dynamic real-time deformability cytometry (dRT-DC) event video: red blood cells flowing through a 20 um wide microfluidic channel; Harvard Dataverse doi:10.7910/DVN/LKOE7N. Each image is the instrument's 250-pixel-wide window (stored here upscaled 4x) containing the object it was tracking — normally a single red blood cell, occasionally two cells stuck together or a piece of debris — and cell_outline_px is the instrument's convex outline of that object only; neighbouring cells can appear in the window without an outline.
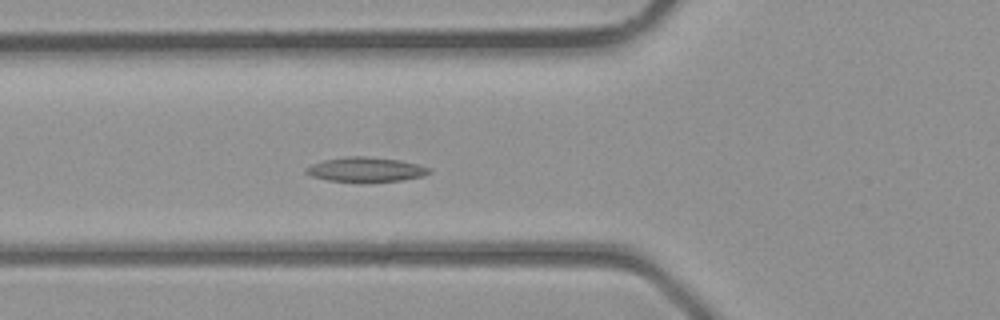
{"species": "common noctule bat (a hibernating species)", "species_latin": "Nyctalus noctula", "temperature_condition": "room temperature", "stored_images_in_passage": 41, "camera_frame_rate_fps": 3000, "um_per_image_px": 0.085, "animal": {"sex": "male", "body_mass_g": 23.1, "forearm_length_mm": 52.7}, "frame": {"image": 1, "passage_image": 15, "time_ms": 4.667, "image_size_px": [1000, 320], "cell_outline_px": [[432, 172], [424, 176], [404, 180], [328, 180], [312, 176], [304, 172], [304, 168], [312, 164], [324, 160], [348, 156], [364, 156], [400, 160], [432, 168]], "centroid_in_image_um": [31.12, 14.38], "position_along_channel_um": 94.7, "area_um2": 17.17}}
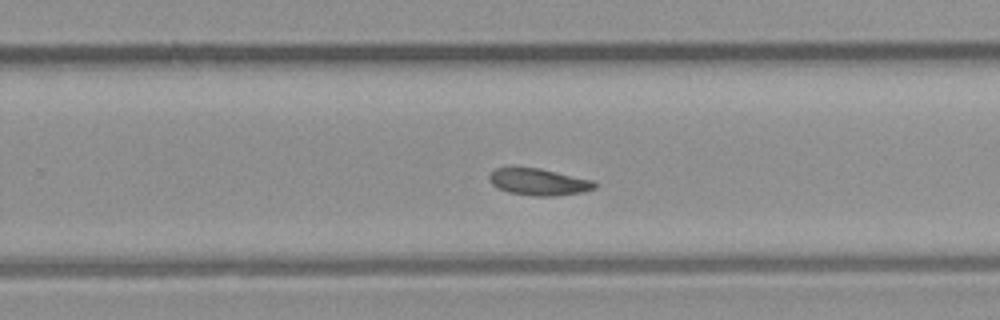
{"frame": {"image": 2, "passage_image": 26, "time_ms": 8.333, "image_size_px": [1000, 320], "cell_outline_px": [[596, 188], [584, 192], [556, 196], [532, 196], [508, 192], [492, 184], [488, 180], [488, 176], [496, 168], [540, 168], [592, 180], [596, 184]], "centroid_in_image_um": [45.8, 15.48], "position_along_channel_um": 284.0, "area_um2": 16.36}}
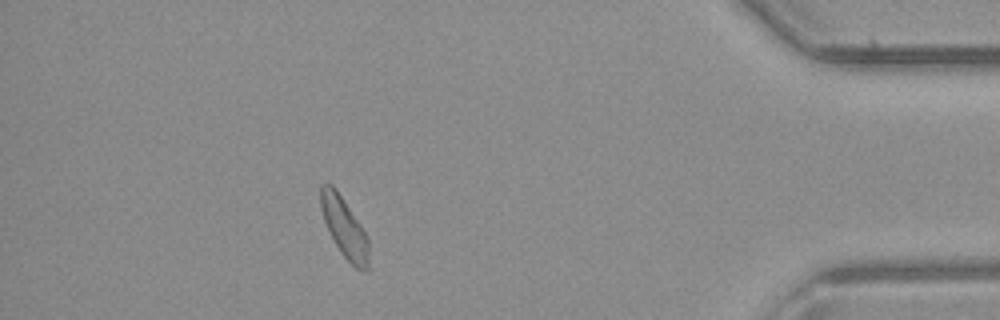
{"frame": {"image": 3, "passage_image": 36, "time_ms": 11.667, "image_size_px": [1000, 320], "cell_outline_px": [[368, 272], [364, 272], [356, 268], [340, 252], [324, 220], [320, 208], [320, 184], [332, 184], [336, 188], [368, 236]], "centroid_in_image_um": [29.27, 19.33], "position_along_channel_um": 405.9, "area_um2": 16.65}}